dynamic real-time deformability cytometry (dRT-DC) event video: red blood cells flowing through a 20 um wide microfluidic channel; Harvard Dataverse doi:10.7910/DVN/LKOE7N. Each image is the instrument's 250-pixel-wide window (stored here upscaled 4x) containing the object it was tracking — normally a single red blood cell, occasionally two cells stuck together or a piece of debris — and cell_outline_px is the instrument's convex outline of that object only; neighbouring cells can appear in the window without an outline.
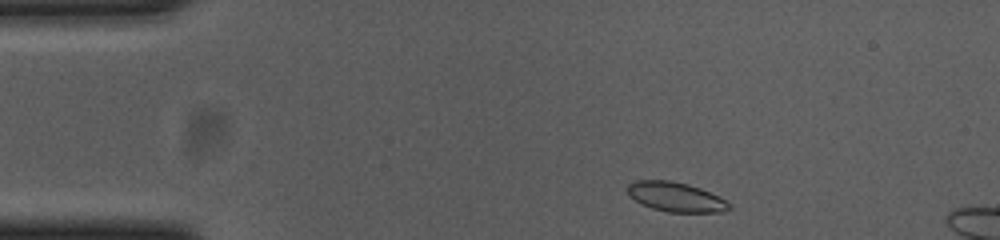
{"species": "common noctule bat (a hibernating species)", "species_latin": "Nyctalus noctula", "temperature_condition": "cold", "stored_images_in_passage": 49, "camera_frame_rate_fps": 3000, "um_per_image_px": 0.085, "animal": {"sex": "female", "body_mass_g": 23.0, "forearm_length_mm": 53.4}, "frame": {"image": 1, "passage_image": 2, "time_ms": 0.333, "image_size_px": [1000, 240], "cell_outline_px": [[732, 208], [724, 212], [668, 212], [652, 208], [628, 196], [628, 184], [636, 180], [668, 180], [688, 184], [700, 188], [732, 204]], "centroid_in_image_um": [57.45, 16.74], "position_along_channel_um": 27.6, "area_um2": 17.34}}
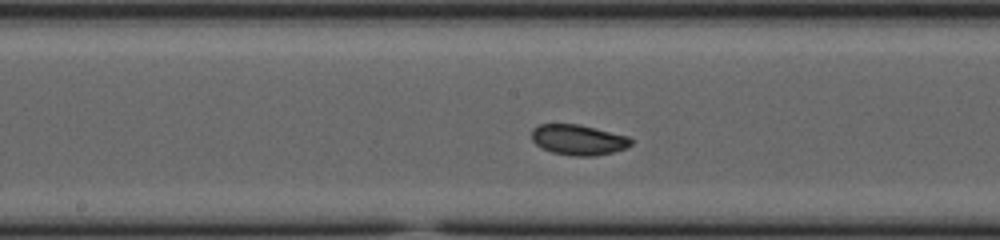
{"frame": {"image": 2, "passage_image": 21, "time_ms": 6.667, "image_size_px": [1000, 240], "cell_outline_px": [[632, 144], [628, 148], [596, 156], [576, 156], [552, 152], [536, 144], [532, 140], [532, 128], [540, 124], [580, 124], [628, 136], [632, 140]], "centroid_in_image_um": [49.18, 11.88], "position_along_channel_um": 199.0, "area_um2": 17.63}}
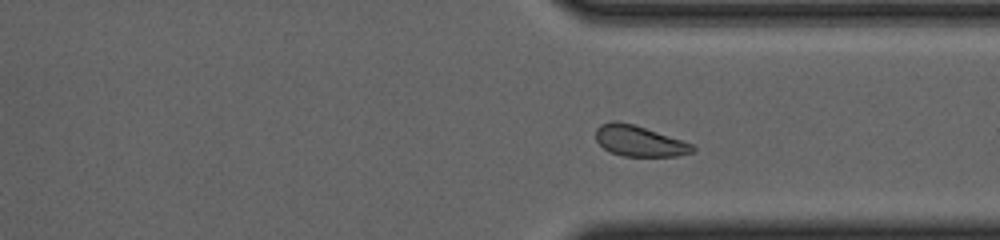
{"frame": {"image": 3, "passage_image": 34, "time_ms": 11.0, "image_size_px": [1000, 240], "cell_outline_px": [[696, 148], [692, 152], [676, 156], [624, 156], [608, 152], [596, 140], [596, 128], [600, 124], [612, 120], [616, 120], [632, 124], [692, 144]], "centroid_in_image_um": [54.28, 11.99], "position_along_channel_um": 357.1, "area_um2": 17.11}, "authors_computed_cell_mechanics": {"area_um2": 17.8024, "velocity_mm_per_s": 3.6411, "shape_relaxation_time_tau1_ms": 9.0605, "shape_relaxation_time_tau2_ms": null, "deformation_change_tau1": 0.1544, "deformation_change_tau2": null}}